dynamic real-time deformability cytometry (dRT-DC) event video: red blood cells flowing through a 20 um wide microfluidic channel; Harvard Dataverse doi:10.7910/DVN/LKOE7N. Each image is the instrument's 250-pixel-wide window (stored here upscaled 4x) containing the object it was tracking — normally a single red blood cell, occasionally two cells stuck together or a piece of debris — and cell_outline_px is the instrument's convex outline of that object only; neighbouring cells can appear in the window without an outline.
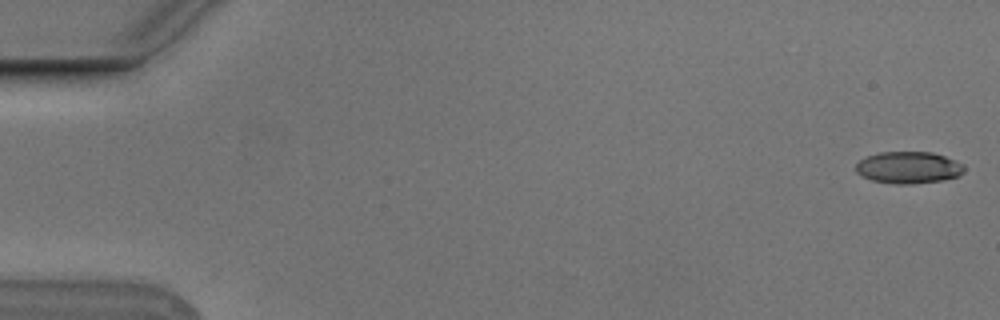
{"species": "Egyptian fruit bat (a non-hibernating species)", "species_latin": "Rousettus aegyptiacus", "temperature_condition": "cold", "stored_images_in_passage": 54, "camera_frame_rate_fps": 3000, "um_per_image_px": 0.085, "animal": {"sex": "male"}, "frame": {"image": 1, "passage_image": 1, "time_ms": 0.0, "image_size_px": [1000, 320], "cell_outline_px": [[964, 168], [960, 176], [940, 180], [904, 184], [896, 184], [872, 180], [856, 172], [856, 164], [860, 160], [868, 156], [880, 152], [932, 152], [944, 156], [964, 164]], "centroid_in_image_um": [77.22, 14.23], "position_along_channel_um": 7.8, "area_um2": 19.83}}
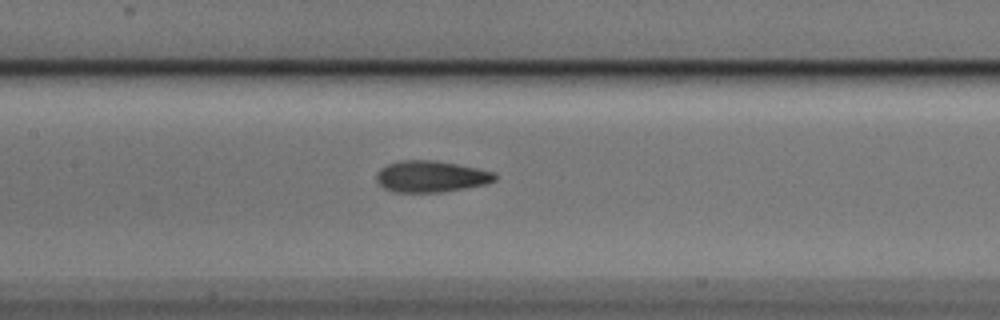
{"frame": {"image": 2, "passage_image": 26, "time_ms": 8.333, "image_size_px": [1000, 320], "cell_outline_px": [[496, 180], [484, 184], [464, 188], [440, 192], [392, 192], [384, 188], [376, 180], [376, 172], [380, 168], [388, 164], [400, 160], [436, 160], [496, 172]], "centroid_in_image_um": [36.6, 14.99], "position_along_channel_um": 170.8, "area_um2": 21.68}}
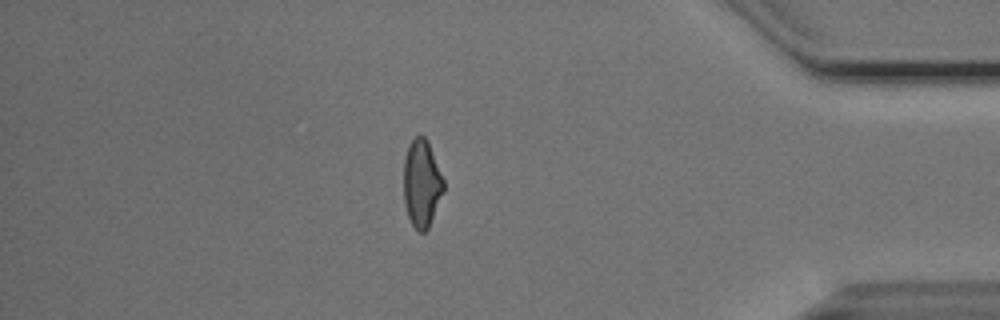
{"frame": {"image": 3, "passage_image": 47, "time_ms": 15.333, "image_size_px": [1000, 320], "cell_outline_px": [[444, 192], [428, 228], [424, 232], [420, 232], [412, 224], [408, 216], [404, 204], [404, 156], [412, 140], [416, 136], [424, 136], [428, 140], [444, 180]], "centroid_in_image_um": [35.85, 15.59], "position_along_channel_um": 399.3, "area_um2": 20.35}, "authors_computed_cell_mechanics": {"area_um2": 20.9525, "velocity_mm_per_s": 3.77, "shape_relaxation_time_tau1_ms": 4.972, "shape_relaxation_time_tau2_ms": 1.7056, "deformation_change_tau1": 0.1534, "deformation_change_tau2": 0.0855}}